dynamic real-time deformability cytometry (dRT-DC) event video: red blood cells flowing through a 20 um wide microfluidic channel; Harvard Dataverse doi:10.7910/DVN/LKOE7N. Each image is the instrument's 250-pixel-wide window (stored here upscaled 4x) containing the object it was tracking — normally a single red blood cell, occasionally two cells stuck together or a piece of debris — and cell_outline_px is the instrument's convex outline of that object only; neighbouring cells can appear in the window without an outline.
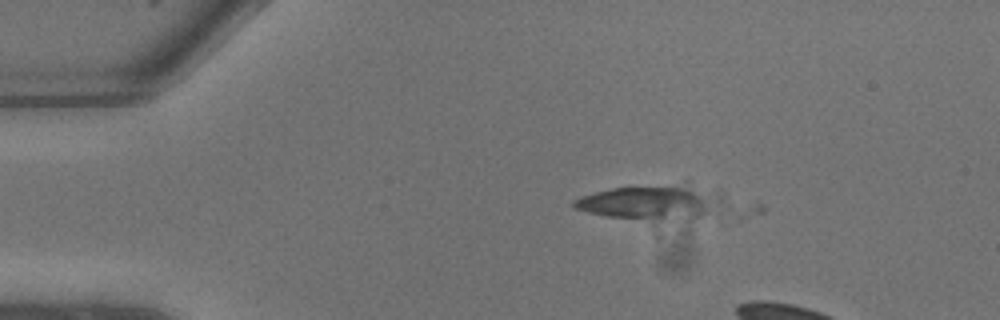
{"species": "common noctule bat (a hibernating species)", "species_latin": "Nyctalus noctula", "temperature_condition": "warm", "stored_images_in_passage": 3, "camera_frame_rate_fps": 3000, "um_per_image_px": 0.085, "animal": {"sex": "male", "body_mass_g": 13.3}, "frame": {"image": 1, "passage_image": 2, "time_ms": 0.333, "image_size_px": [1000, 320], "cell_outline_px": [[724, 200], [716, 212], [688, 232], [660, 236], [656, 236], [576, 208], [572, 204], [572, 200], [580, 196], [612, 188], [684, 180], [688, 180], [720, 188], [724, 192]], "centroid_in_image_um": [55.71, 17.49], "position_along_channel_um": 29.3, "area_um2": 40.46}}